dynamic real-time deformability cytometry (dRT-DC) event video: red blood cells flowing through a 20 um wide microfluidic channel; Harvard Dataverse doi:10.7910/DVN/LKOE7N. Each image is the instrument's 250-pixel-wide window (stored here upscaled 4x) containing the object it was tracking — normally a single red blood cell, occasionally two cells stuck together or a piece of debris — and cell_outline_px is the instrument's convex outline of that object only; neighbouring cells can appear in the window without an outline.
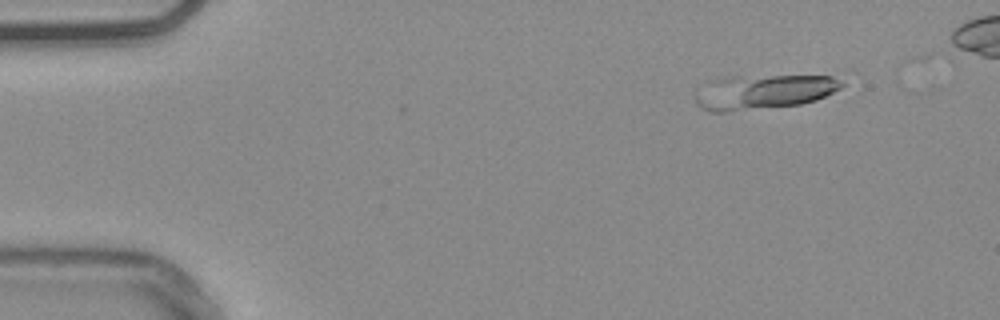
{"species": "common noctule bat (a hibernating species)", "species_latin": "Nyctalus noctula", "temperature_condition": "warm", "stored_images_in_passage": 12, "camera_frame_rate_fps": 3000, "um_per_image_px": 0.085, "animal": {"sex": "male", "body_mass_g": 20.4}, "frame": {"image": 1, "passage_image": 6, "time_ms": 1.667, "image_size_px": [1000, 320], "cell_outline_px": [[844, 84], [840, 88], [816, 100], [800, 104], [720, 112], [708, 112], [700, 108], [696, 104], [696, 88], [716, 80], [732, 76], [832, 76]], "centroid_in_image_um": [64.84, 7.81], "position_along_channel_um": 20.2, "area_um2": 29.13}}